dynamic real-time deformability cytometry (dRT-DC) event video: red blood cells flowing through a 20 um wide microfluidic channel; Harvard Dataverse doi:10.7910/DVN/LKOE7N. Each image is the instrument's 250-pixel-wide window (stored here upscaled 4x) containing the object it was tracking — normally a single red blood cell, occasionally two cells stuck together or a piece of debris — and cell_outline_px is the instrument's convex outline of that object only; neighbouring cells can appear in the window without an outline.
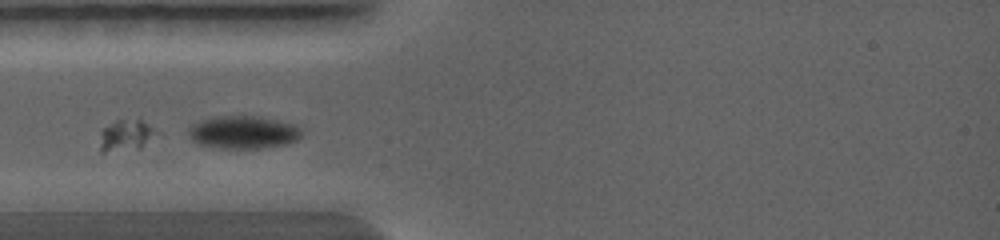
{"species": "common noctule bat (a hibernating species)", "species_latin": "Nyctalus noctula", "temperature_condition": "warm", "stored_images_in_passage": 31, "camera_frame_rate_fps": 5000, "um_per_image_px": 0.085, "animal": {"sex": "female", "body_mass_g": 19.0, "forearm_length_mm": 56.7}, "frame": {"image": 1, "passage_image": 1, "time_ms": 0.0, "image_size_px": [1000, 240], "cell_outline_px": [[300, 136], [296, 140], [288, 144], [260, 148], [220, 148], [200, 144], [192, 140], [188, 136], [188, 128], [192, 124], [200, 120], [212, 116], [260, 116], [292, 124], [300, 128]], "centroid_in_image_um": [20.63, 11.23], "position_along_channel_um": 64.4, "area_um2": 21.62}}
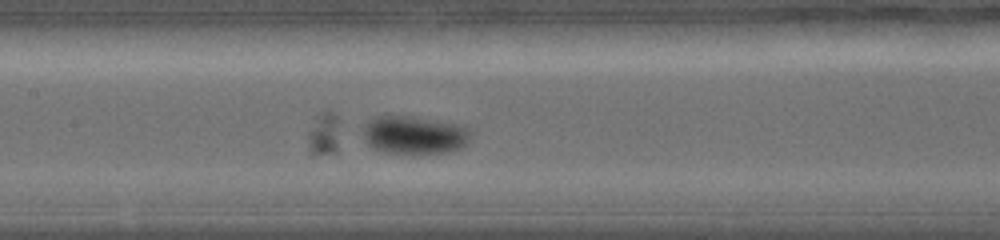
{"frame": {"image": 2, "passage_image": 10, "time_ms": 2.0, "image_size_px": [1000, 240], "cell_outline_px": [[468, 140], [460, 148], [448, 152], [384, 152], [372, 148], [364, 140], [364, 124], [368, 120], [376, 116], [416, 116], [464, 124], [468, 128]], "centroid_in_image_um": [35.2, 11.43], "position_along_channel_um": 172.2, "area_um2": 23.81}}
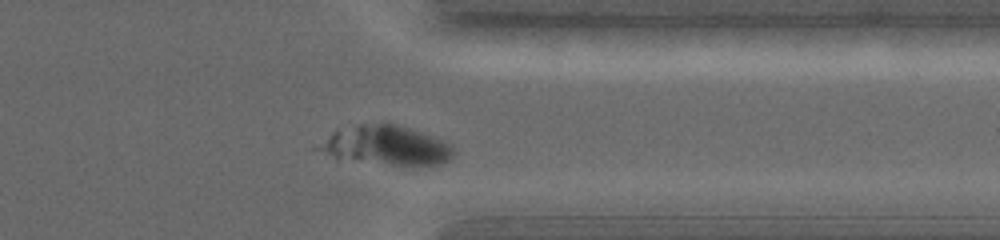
{"frame": {"image": 3, "passage_image": 27, "time_ms": 5.8, "image_size_px": [1000, 240], "cell_outline_px": [[456, 152], [448, 160], [440, 164], [392, 164], [336, 160], [312, 148], [336, 128], [360, 124], [396, 124], [444, 140]], "centroid_in_image_um": [32.67, 12.36], "position_along_channel_um": 378.7, "area_um2": 31.04}}